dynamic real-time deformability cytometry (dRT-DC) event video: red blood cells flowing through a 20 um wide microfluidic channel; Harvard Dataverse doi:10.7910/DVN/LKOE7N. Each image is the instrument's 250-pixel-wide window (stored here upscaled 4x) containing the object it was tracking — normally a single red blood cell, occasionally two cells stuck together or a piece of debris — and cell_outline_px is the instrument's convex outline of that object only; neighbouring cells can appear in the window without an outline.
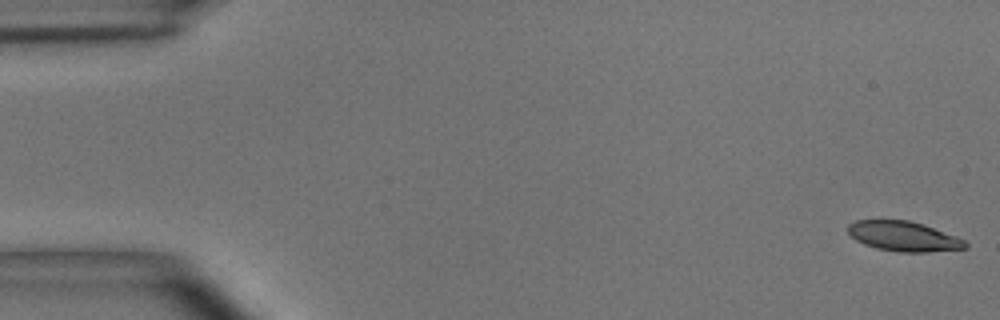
{"species": "common noctule bat (a hibernating species)", "species_latin": "Nyctalus noctula", "temperature_condition": "room temperature", "stored_images_in_passage": 54, "camera_frame_rate_fps": 3000, "um_per_image_px": 0.085, "animal": {"sex": "male", "body_mass_g": 15.6}, "frame": {"image": 1, "passage_image": 1, "time_ms": 0.0, "image_size_px": [1000, 320], "cell_outline_px": [[968, 248], [928, 252], [900, 252], [876, 248], [864, 244], [856, 240], [848, 232], [848, 224], [856, 220], [908, 220], [924, 224], [956, 236], [964, 240], [968, 244]], "centroid_in_image_um": [76.82, 20.08], "position_along_channel_um": 8.2, "area_um2": 20.46}}
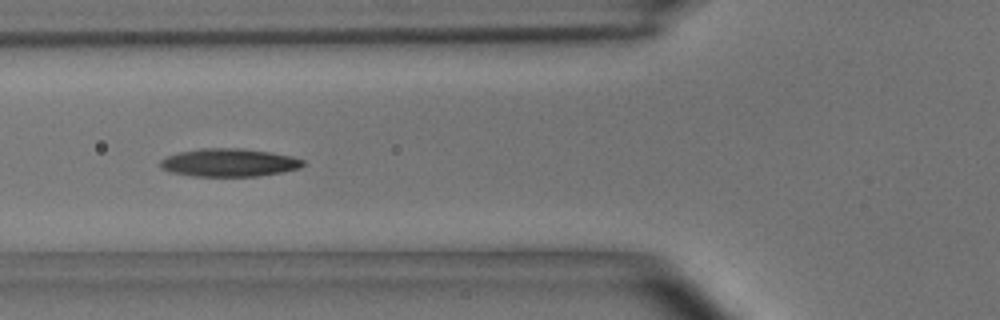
{"frame": {"image": 2, "passage_image": 20, "time_ms": 6.333, "image_size_px": [1000, 320], "cell_outline_px": [[304, 164], [300, 168], [284, 172], [260, 176], [192, 176], [168, 172], [160, 168], [160, 160], [168, 156], [180, 152], [200, 148], [240, 148], [268, 152], [292, 156], [304, 160]], "centroid_in_image_um": [19.46, 13.83], "position_along_channel_um": 106.3, "area_um2": 23.41}}
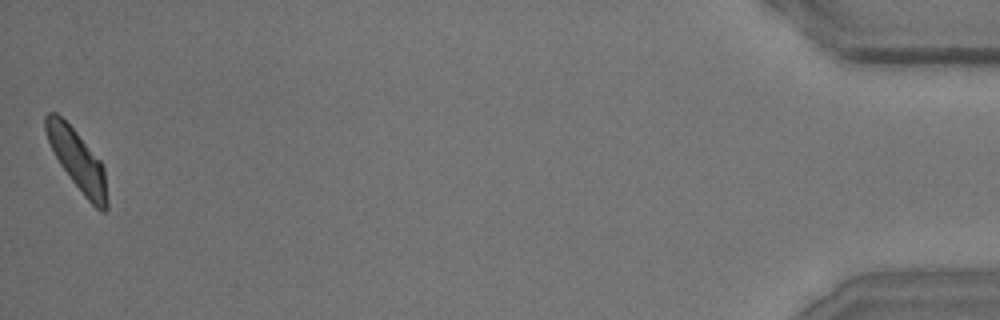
{"frame": {"image": 3, "passage_image": 54, "time_ms": 17.667, "image_size_px": [1000, 320], "cell_outline_px": [[108, 208], [104, 212], [100, 212], [84, 196], [60, 164], [48, 140], [44, 128], [44, 116], [48, 112], [56, 112], [76, 132], [100, 160], [104, 168], [108, 200]], "centroid_in_image_um": [6.59, 13.64], "position_along_channel_um": 428.6, "area_um2": 21.27}, "authors_computed_cell_mechanics": {"area_um2": 22.1663, "velocity_mm_per_s": 3.6619, "shape_relaxation_time_tau1_ms": 4.3944, "shape_relaxation_time_tau2_ms": 3.6464, "deformation_change_tau1": 0.1377, "deformation_change_tau2": 0.1035}}